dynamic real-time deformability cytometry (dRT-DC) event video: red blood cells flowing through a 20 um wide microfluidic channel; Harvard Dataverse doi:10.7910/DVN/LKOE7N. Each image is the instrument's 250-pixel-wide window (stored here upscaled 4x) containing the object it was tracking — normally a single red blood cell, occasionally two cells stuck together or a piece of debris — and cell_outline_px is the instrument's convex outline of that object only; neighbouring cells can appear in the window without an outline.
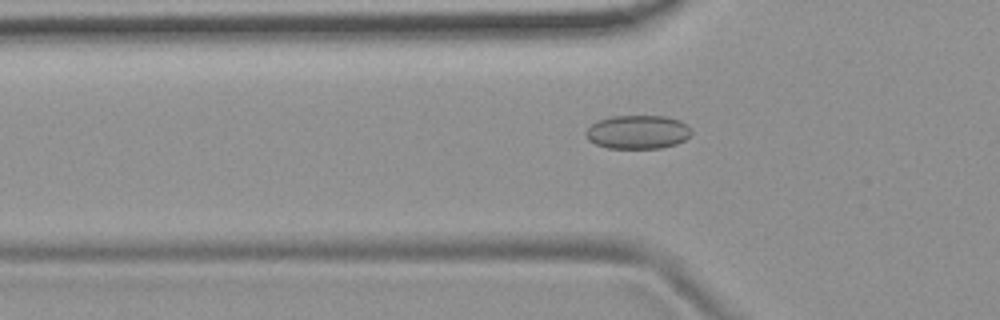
{"species": "common noctule bat (a hibernating species)", "species_latin": "Nyctalus noctula", "temperature_condition": "room temperature", "stored_images_in_passage": 49, "camera_frame_rate_fps": 3000, "um_per_image_px": 0.085, "animal": {"sex": "female", "body_mass_g": 19.9}, "frame": {"image": 1, "passage_image": 13, "time_ms": 4.0, "image_size_px": [1000, 320], "cell_outline_px": [[692, 132], [684, 140], [676, 144], [660, 148], [608, 148], [596, 144], [588, 140], [584, 132], [592, 124], [600, 120], [612, 116], [664, 116], [680, 120], [688, 124]], "centroid_in_image_um": [54.22, 11.22], "position_along_channel_um": 71.6, "area_um2": 20.69}}
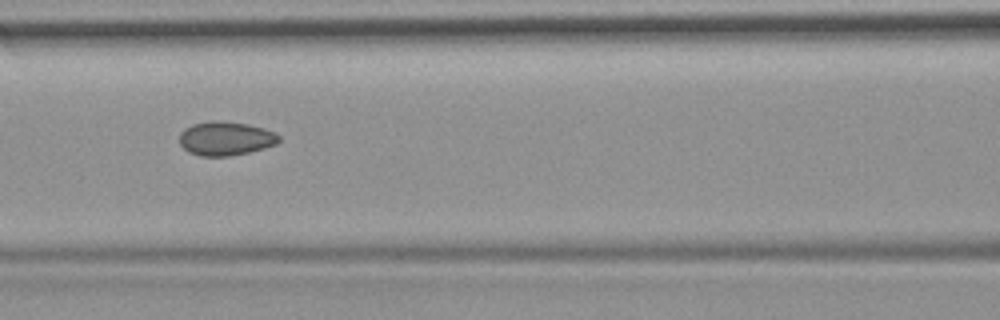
{"frame": {"image": 2, "passage_image": 19, "time_ms": 6.0, "image_size_px": [1000, 320], "cell_outline_px": [[280, 140], [276, 144], [264, 148], [248, 152], [228, 156], [200, 156], [188, 152], [180, 144], [180, 132], [184, 128], [192, 124], [212, 120], [216, 120], [248, 124], [264, 128], [276, 132], [280, 136]], "centroid_in_image_um": [19.18, 11.76], "position_along_channel_um": 147.4, "area_um2": 19.77}}
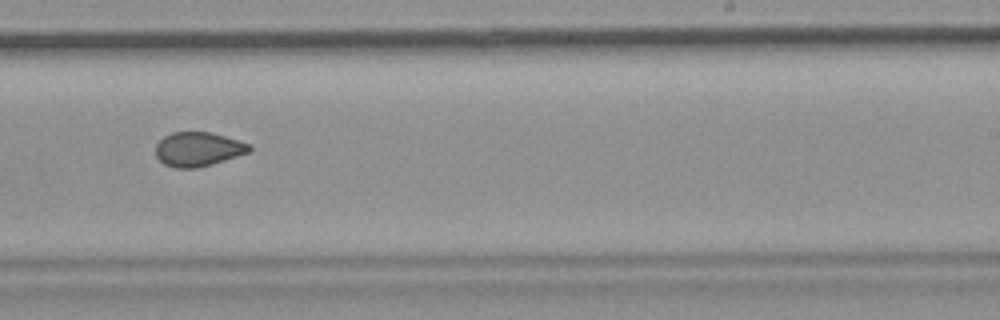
{"frame": {"image": 3, "passage_image": 29, "time_ms": 9.333, "image_size_px": [1000, 320], "cell_outline_px": [[252, 152], [212, 164], [196, 168], [176, 168], [164, 164], [156, 156], [156, 144], [164, 136], [172, 132], [212, 132], [252, 144]], "centroid_in_image_um": [16.88, 12.68], "position_along_channel_um": 272.1, "area_um2": 18.9}, "authors_computed_cell_mechanics": {"area_um2": 19.4786, "velocity_mm_per_s": 3.7673, "shape_relaxation_time_tau1_ms": null, "shape_relaxation_time_tau2_ms": 1.5622, "deformation_change_tau1": null, "deformation_change_tau2": 0.0541}}